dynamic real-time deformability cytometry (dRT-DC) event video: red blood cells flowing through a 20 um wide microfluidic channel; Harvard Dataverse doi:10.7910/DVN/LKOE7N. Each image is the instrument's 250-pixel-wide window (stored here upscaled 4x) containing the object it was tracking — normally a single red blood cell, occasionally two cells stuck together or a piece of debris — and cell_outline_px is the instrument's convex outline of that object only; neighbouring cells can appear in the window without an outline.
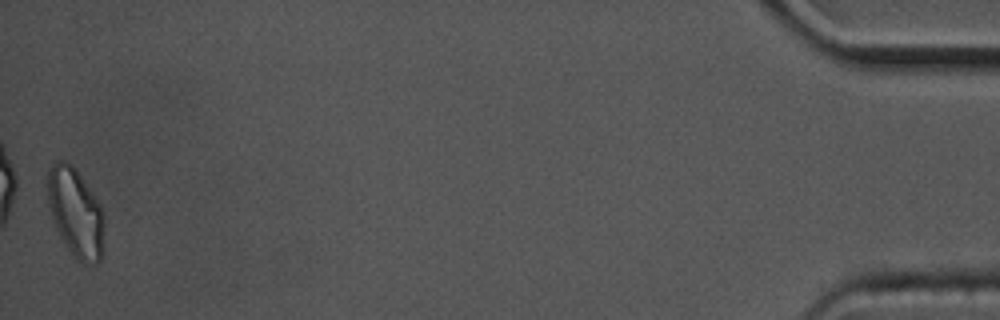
{"species": "common noctule bat (a hibernating species)", "species_latin": "Nyctalus noctula", "temperature_condition": "cold", "stored_images_in_passage": 57, "camera_frame_rate_fps": 3000, "um_per_image_px": 0.085, "animal": {"sex": "male", "body_mass_g": 17.5, "forearm_length_mm": 52.3}, "frame": {"image": 1, "passage_image": 57, "time_ms": 18.667, "image_size_px": [1000, 320], "cell_outline_px": [[104, 248], [100, 260], [96, 264], [84, 264], [68, 248], [60, 236], [52, 216], [48, 200], [48, 168], [56, 160], [64, 160], [72, 164], [76, 168], [100, 204], [104, 216]], "centroid_in_image_um": [6.46, 18.05], "position_along_channel_um": 428.7, "area_um2": 29.25}, "authors_computed_cell_mechanics": {"area_um2": 20.1144, "velocity_mm_per_s": 3.493, "shape_relaxation_time_tau1_ms": 4.9809, "shape_relaxation_time_tau2_ms": 7.0308, "deformation_change_tau1": 0.1284, "deformation_change_tau2": 0.1471}}